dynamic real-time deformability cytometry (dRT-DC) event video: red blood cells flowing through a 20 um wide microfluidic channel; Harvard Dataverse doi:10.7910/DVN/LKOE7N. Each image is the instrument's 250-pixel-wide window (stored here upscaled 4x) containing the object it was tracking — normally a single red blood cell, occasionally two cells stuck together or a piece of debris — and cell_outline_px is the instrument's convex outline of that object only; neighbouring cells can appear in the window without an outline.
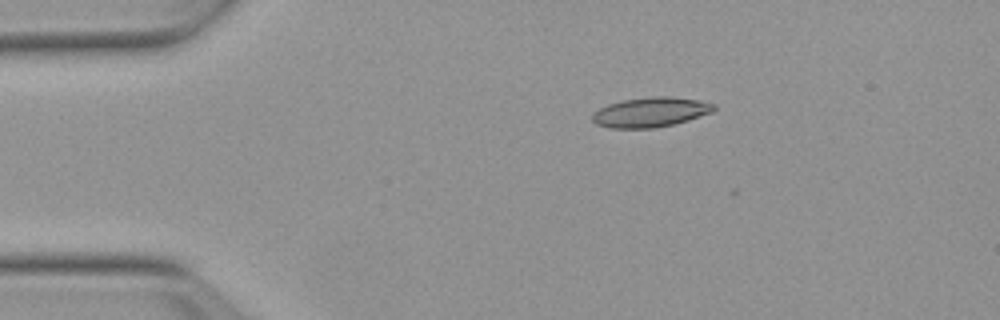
{"species": "Egyptian fruit bat (a non-hibernating species)", "species_latin": "Rousettus aegyptiacus", "temperature_condition": "warm", "stored_images_in_passage": 12, "camera_frame_rate_fps": 3000, "um_per_image_px": 0.085, "animal": {"sex": "female"}, "frame": {"image": 1, "passage_image": 10, "time_ms": 3.0, "image_size_px": [1000, 320], "cell_outline_px": [[716, 108], [712, 112], [688, 120], [656, 128], [608, 128], [596, 124], [592, 120], [592, 112], [608, 104], [624, 100], [652, 96], [668, 96], [696, 100], [716, 104]], "centroid_in_image_um": [55.27, 9.54], "position_along_channel_um": 29.7, "area_um2": 21.04}}